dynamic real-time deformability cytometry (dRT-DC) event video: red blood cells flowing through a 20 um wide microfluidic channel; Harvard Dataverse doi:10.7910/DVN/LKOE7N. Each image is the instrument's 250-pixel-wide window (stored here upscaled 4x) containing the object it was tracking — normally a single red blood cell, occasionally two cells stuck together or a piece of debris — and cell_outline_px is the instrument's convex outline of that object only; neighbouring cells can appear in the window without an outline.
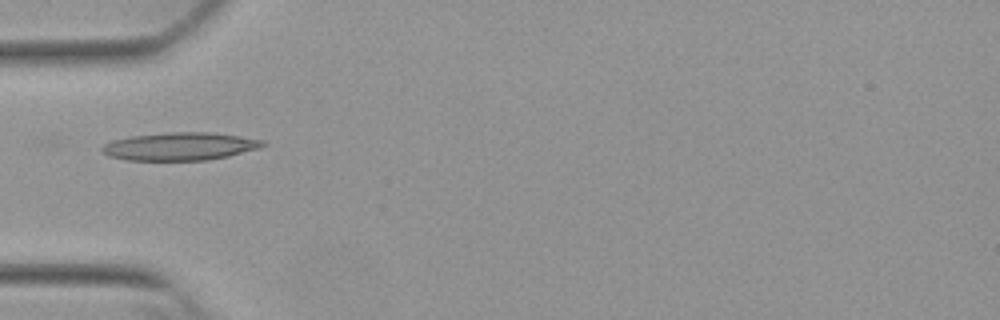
{"species": "Egyptian fruit bat (a non-hibernating species)", "species_latin": "Rousettus aegyptiacus", "temperature_condition": "warm", "stored_images_in_passage": 37, "camera_frame_rate_fps": 3000, "um_per_image_px": 0.085, "animal": {"sex": "female"}, "frame": {"image": 1, "passage_image": 1, "time_ms": 0.0, "image_size_px": [1000, 320], "cell_outline_px": [[268, 144], [260, 148], [228, 156], [208, 160], [128, 160], [108, 156], [100, 152], [100, 148], [104, 144], [112, 140], [128, 136], [168, 132], [208, 132], [240, 136], [264, 140]], "centroid_in_image_um": [15.27, 12.44], "position_along_channel_um": 69.7, "area_um2": 26.36}}
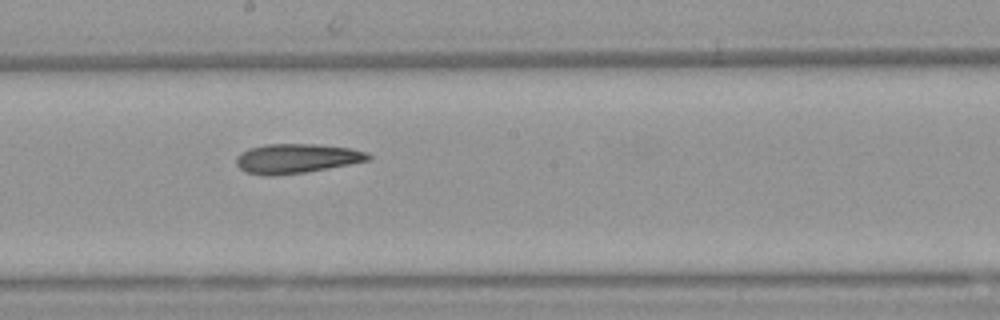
{"frame": {"image": 2, "passage_image": 13, "time_ms": 4.0, "image_size_px": [1000, 320], "cell_outline_px": [[372, 160], [328, 168], [304, 172], [272, 176], [264, 176], [244, 172], [236, 164], [236, 156], [240, 152], [248, 148], [264, 144], [316, 144], [352, 148], [368, 152], [372, 156]], "centroid_in_image_um": [25.2, 13.47], "position_along_channel_um": 223.0, "area_um2": 23.0}}
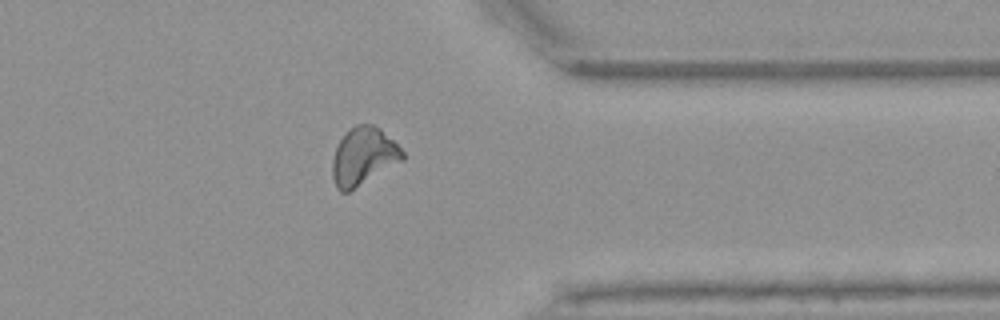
{"frame": {"image": 3, "passage_image": 26, "time_ms": 8.333, "image_size_px": [1000, 320], "cell_outline_px": [[404, 160], [348, 192], [340, 192], [336, 188], [332, 176], [332, 160], [336, 148], [340, 140], [356, 124], [372, 124], [380, 128], [404, 152]], "centroid_in_image_um": [30.88, 13.31], "position_along_channel_um": 380.5, "area_um2": 23.29}, "authors_computed_cell_mechanics": {"area_um2": 22.831, "velocity_mm_per_s": 3.8375, "shape_relaxation_time_tau1_ms": null, "shape_relaxation_time_tau2_ms": 4.4078, "deformation_change_tau1": null, "deformation_change_tau2": 0.1426}}